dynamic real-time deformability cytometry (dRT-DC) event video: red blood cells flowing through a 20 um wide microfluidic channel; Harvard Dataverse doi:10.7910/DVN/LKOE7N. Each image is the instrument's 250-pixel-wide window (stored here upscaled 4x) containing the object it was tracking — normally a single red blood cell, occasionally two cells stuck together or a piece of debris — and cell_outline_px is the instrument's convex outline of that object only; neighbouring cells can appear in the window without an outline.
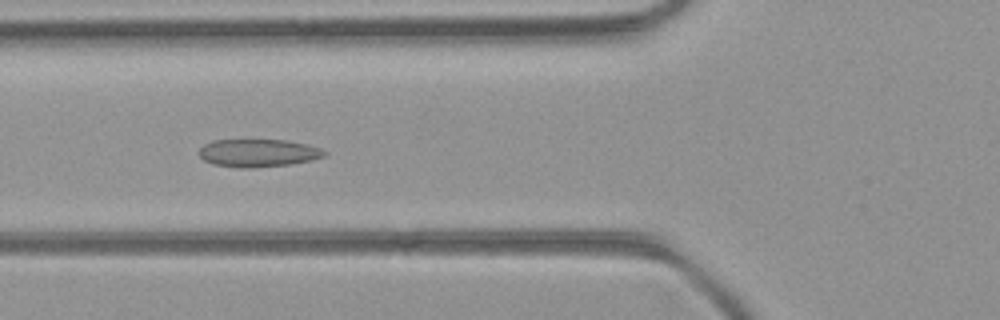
{"species": "common noctule bat (a hibernating species)", "species_latin": "Nyctalus noctula", "temperature_condition": "room temperature", "stored_images_in_passage": 44, "camera_frame_rate_fps": 3000, "um_per_image_px": 0.085, "animal": {"sex": "female", "body_mass_g": 21.9}, "frame": {"image": 1, "passage_image": 14, "time_ms": 4.333, "image_size_px": [1000, 320], "cell_outline_px": [[328, 152], [324, 156], [312, 160], [288, 164], [252, 168], [240, 168], [212, 164], [204, 160], [200, 156], [200, 148], [204, 144], [212, 140], [284, 140], [308, 144], [320, 148]], "centroid_in_image_um": [21.94, 13.0], "position_along_channel_um": 103.9, "area_um2": 20.29}}
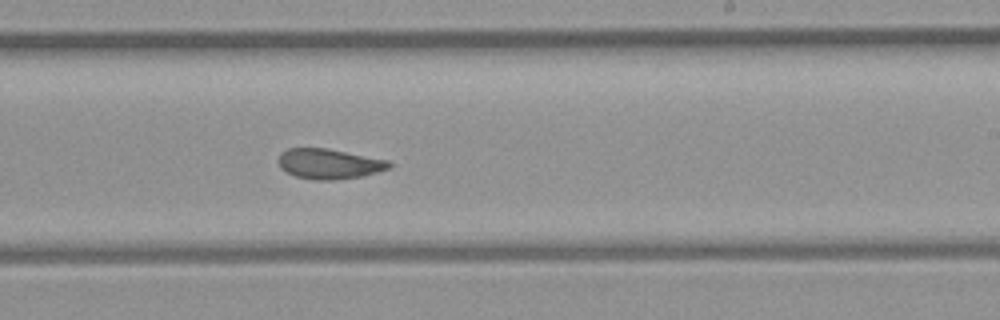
{"frame": {"image": 2, "passage_image": 25, "time_ms": 8.0, "image_size_px": [1000, 320], "cell_outline_px": [[392, 168], [364, 176], [332, 180], [312, 180], [296, 176], [280, 168], [276, 160], [280, 152], [288, 148], [328, 148], [388, 160], [392, 164]], "centroid_in_image_um": [27.97, 13.92], "position_along_channel_um": 261.0, "area_um2": 19.77}}
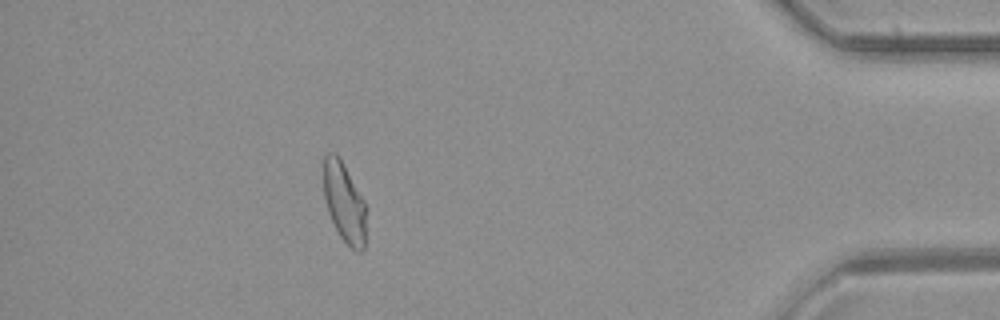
{"frame": {"image": 3, "passage_image": 39, "time_ms": 12.667, "image_size_px": [1000, 320], "cell_outline_px": [[368, 208], [364, 252], [356, 252], [340, 236], [328, 212], [324, 196], [324, 156], [328, 152], [336, 152], [364, 200]], "centroid_in_image_um": [29.31, 17.25], "position_along_channel_um": 405.9, "area_um2": 20.0}, "authors_computed_cell_mechanics": {"area_um2": 20.3167, "velocity_mm_per_s": 4.2798, "shape_relaxation_time_tau1_ms": null, "shape_relaxation_time_tau2_ms": 1.4859, "deformation_change_tau1": null, "deformation_change_tau2": 0.0707}}